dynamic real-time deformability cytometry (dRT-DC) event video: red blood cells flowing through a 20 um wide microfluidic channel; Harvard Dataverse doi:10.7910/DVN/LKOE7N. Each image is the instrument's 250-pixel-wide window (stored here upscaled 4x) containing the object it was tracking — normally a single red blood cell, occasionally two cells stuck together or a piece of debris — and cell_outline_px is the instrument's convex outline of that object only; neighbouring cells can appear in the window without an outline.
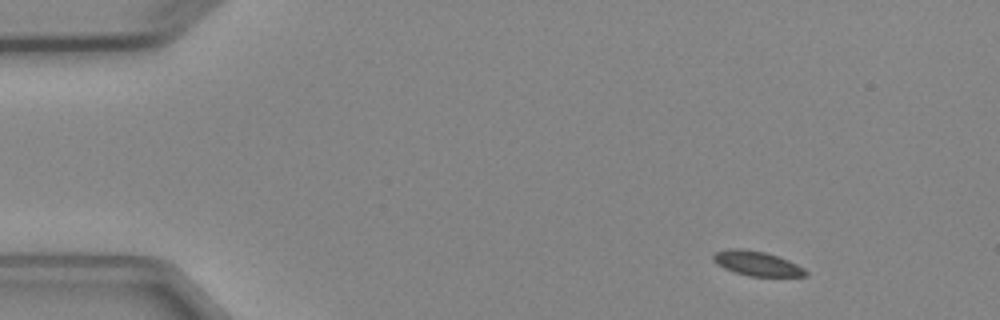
{"species": "Egyptian fruit bat (a non-hibernating species)", "species_latin": "Rousettus aegyptiacus", "temperature_condition": "cold", "stored_images_in_passage": 5, "camera_frame_rate_fps": 3000, "um_per_image_px": 0.085, "animal": {"sex": "female"}, "frame": {"image": 1, "passage_image": 1, "time_ms": 0.0, "image_size_px": [1000, 320], "cell_outline_px": [[808, 276], [748, 276], [724, 268], [716, 264], [712, 260], [712, 256], [716, 252], [728, 248], [744, 248], [764, 252], [788, 260], [804, 268], [808, 272]], "centroid_in_image_um": [64.31, 22.39], "position_along_channel_um": 20.7, "area_um2": 13.24}}
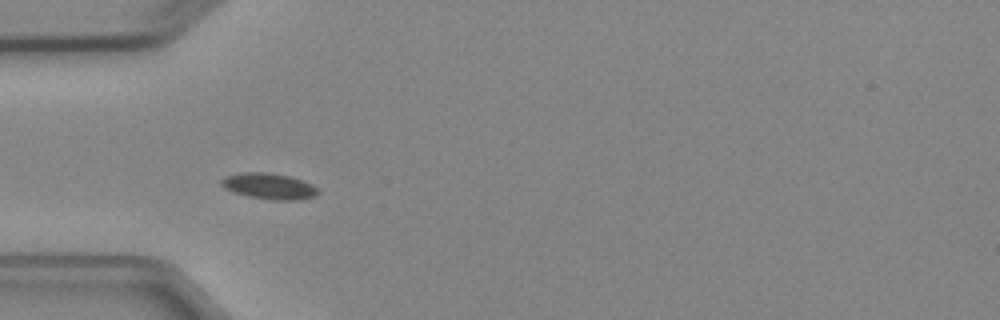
{"frame": {"image": 2, "passage_image": 4, "time_ms": 3.333, "image_size_px": [1000, 320], "cell_outline_px": [[320, 192], [316, 196], [300, 200], [272, 200], [248, 196], [232, 192], [224, 188], [220, 184], [220, 180], [224, 176], [240, 172], [264, 172], [288, 176], [312, 184]], "centroid_in_image_um": [22.83, 15.83], "position_along_channel_um": 62.2, "area_um2": 14.74}}